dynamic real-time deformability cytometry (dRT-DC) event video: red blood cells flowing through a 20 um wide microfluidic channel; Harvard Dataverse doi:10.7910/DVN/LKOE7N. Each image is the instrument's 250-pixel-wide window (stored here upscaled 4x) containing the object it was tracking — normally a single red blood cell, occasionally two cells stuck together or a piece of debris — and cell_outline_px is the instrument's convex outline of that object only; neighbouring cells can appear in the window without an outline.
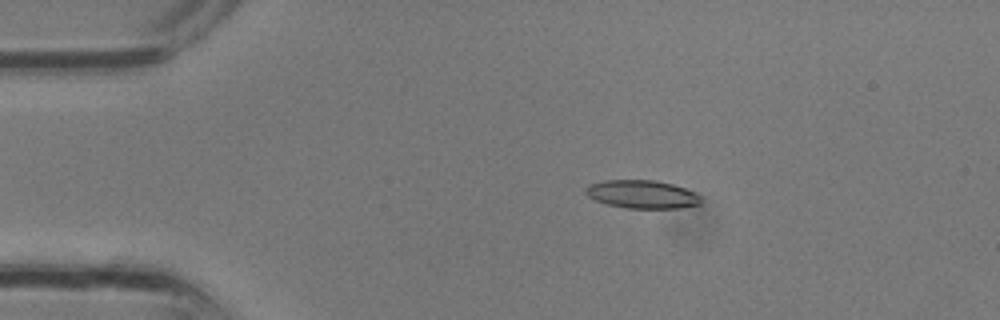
{"species": "common noctule bat (a hibernating species)", "species_latin": "Nyctalus noctula", "temperature_condition": "room temperature", "stored_images_in_passage": 30, "camera_frame_rate_fps": 3000, "um_per_image_px": 0.085, "animal": {"sex": "male", "body_mass_g": 13.3}, "frame": {"image": 1, "passage_image": 4, "time_ms": 1.0, "image_size_px": [1000, 320], "cell_outline_px": [[700, 204], [680, 208], [628, 208], [608, 204], [596, 200], [588, 196], [584, 192], [584, 188], [588, 184], [604, 180], [656, 180], [672, 184], [684, 188], [700, 196]], "centroid_in_image_um": [54.53, 16.5], "position_along_channel_um": 30.5, "area_um2": 18.84}}
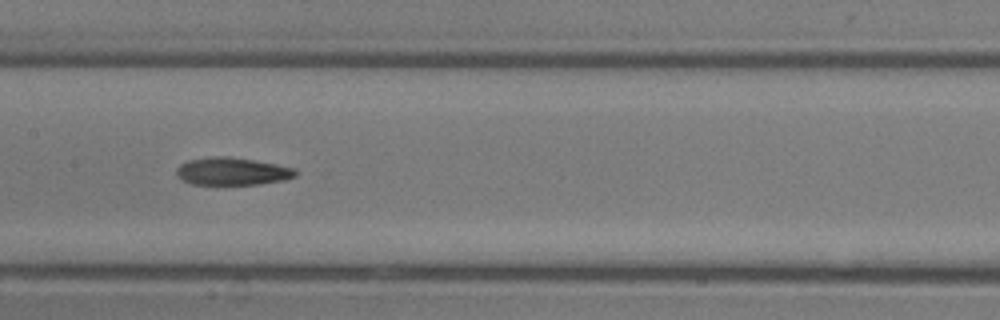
{"frame": {"image": 2, "passage_image": 14, "time_ms": 4.333, "image_size_px": [1000, 320], "cell_outline_px": [[296, 176], [284, 180], [260, 184], [192, 184], [176, 176], [176, 168], [180, 164], [188, 160], [212, 156], [228, 156], [276, 164], [292, 168], [296, 172]], "centroid_in_image_um": [19.7, 14.56], "position_along_channel_um": 187.7, "area_um2": 19.02}}
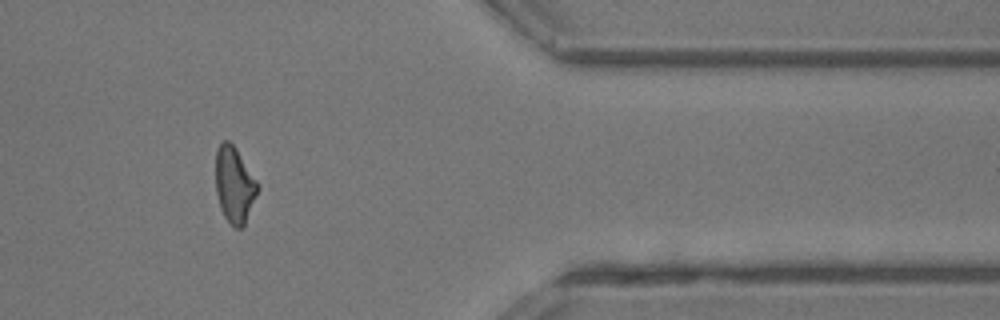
{"frame": {"image": 3, "passage_image": 25, "time_ms": 8.0, "image_size_px": [1000, 320], "cell_outline_px": [[260, 188], [244, 224], [240, 228], [236, 228], [224, 216], [220, 208], [216, 192], [216, 148], [224, 140], [228, 140], [236, 148], [260, 184]], "centroid_in_image_um": [19.94, 15.68], "position_along_channel_um": 391.5, "area_um2": 18.61}}